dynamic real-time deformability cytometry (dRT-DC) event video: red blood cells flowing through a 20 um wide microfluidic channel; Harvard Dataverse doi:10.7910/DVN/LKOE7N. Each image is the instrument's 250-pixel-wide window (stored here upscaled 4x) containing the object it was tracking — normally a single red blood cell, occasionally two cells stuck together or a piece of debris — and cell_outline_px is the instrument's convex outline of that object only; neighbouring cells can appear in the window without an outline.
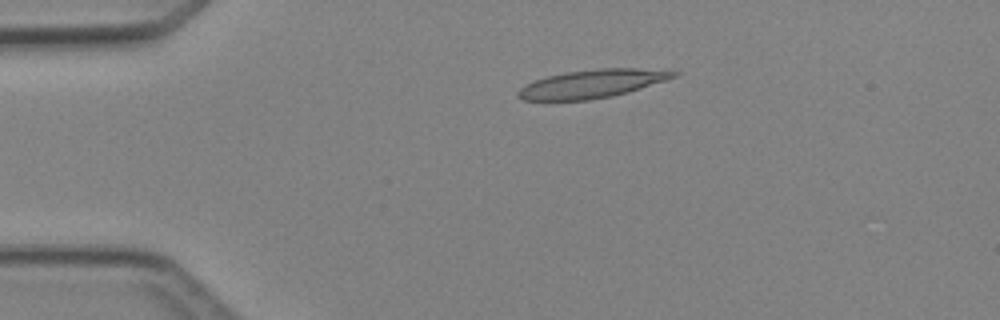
{"species": "Egyptian fruit bat (a non-hibernating species)", "species_latin": "Rousettus aegyptiacus", "temperature_condition": "cold", "stored_images_in_passage": 4, "camera_frame_rate_fps": 3000, "um_per_image_px": 0.085, "animal": {"sex": "female"}, "frame": {"image": 1, "passage_image": 3, "time_ms": 2.333, "image_size_px": [1000, 320], "cell_outline_px": [[680, 72], [676, 76], [628, 92], [612, 96], [588, 100], [520, 100], [516, 96], [516, 92], [524, 84], [548, 76], [568, 72], [596, 68], [636, 68]], "centroid_in_image_um": [50.25, 7.13], "position_along_channel_um": 34.7, "area_um2": 25.37}}